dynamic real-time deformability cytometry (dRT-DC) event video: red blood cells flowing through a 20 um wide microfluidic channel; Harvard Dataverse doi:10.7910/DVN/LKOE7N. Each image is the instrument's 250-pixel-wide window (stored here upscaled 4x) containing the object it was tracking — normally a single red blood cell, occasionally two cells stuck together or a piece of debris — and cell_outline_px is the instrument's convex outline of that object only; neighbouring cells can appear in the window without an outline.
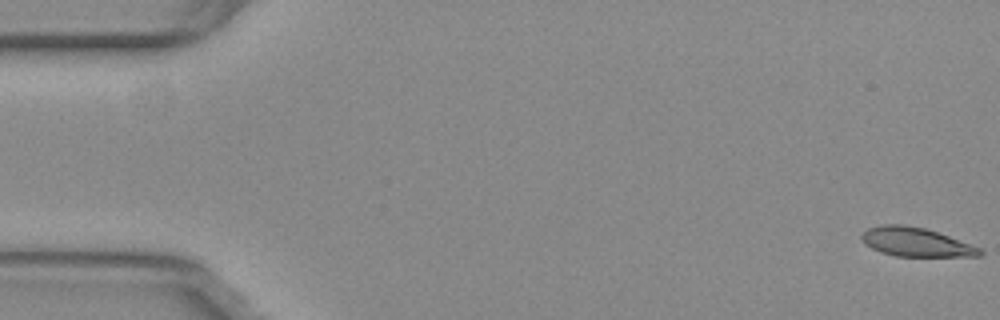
{"species": "common noctule bat (a hibernating species)", "species_latin": "Nyctalus noctula", "temperature_condition": "warm", "stored_images_in_passage": 55, "camera_frame_rate_fps": 3000, "um_per_image_px": 0.085, "animal": {"sex": "female", "body_mass_g": 29.2, "forearm_length_mm": 56.3}, "frame": {"image": 1, "passage_image": 1, "time_ms": 0.0, "image_size_px": [1000, 320], "cell_outline_px": [[984, 252], [980, 256], [896, 256], [880, 252], [864, 244], [860, 236], [868, 228], [884, 224], [904, 224], [924, 228], [948, 236], [980, 248]], "centroid_in_image_um": [77.81, 20.57], "position_along_channel_um": 7.2, "area_um2": 19.71}}
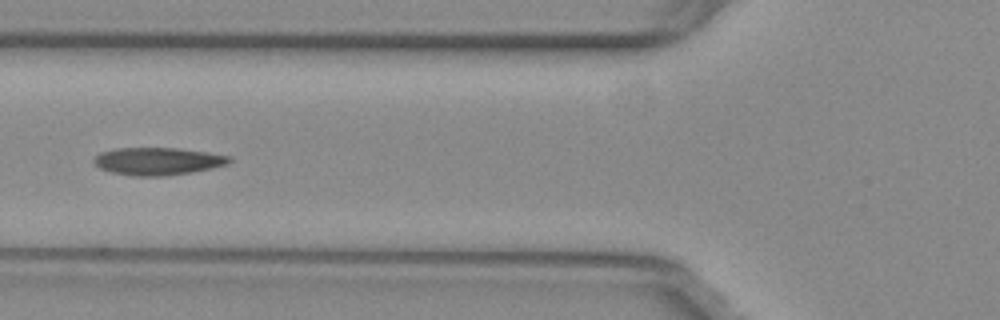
{"frame": {"image": 2, "passage_image": 21, "time_ms": 6.667, "image_size_px": [1000, 320], "cell_outline_px": [[232, 160], [228, 164], [212, 168], [192, 172], [164, 176], [132, 176], [112, 172], [100, 168], [92, 160], [100, 152], [116, 148], [176, 148], [208, 152], [232, 156]], "centroid_in_image_um": [13.44, 13.7], "position_along_channel_um": 112.4, "area_um2": 21.79}}
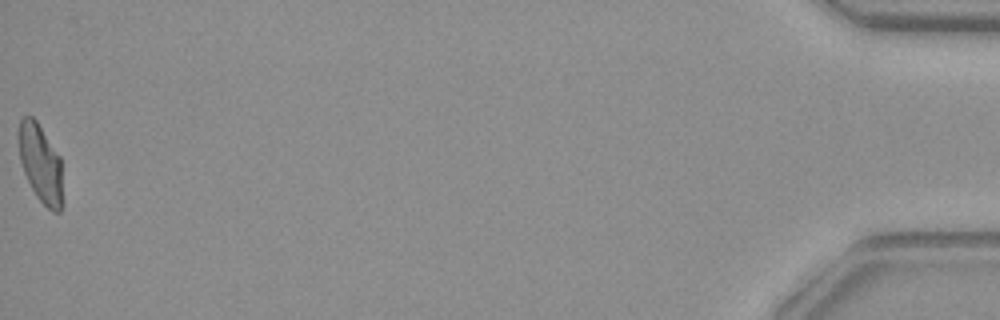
{"frame": {"image": 3, "passage_image": 55, "time_ms": 18.0, "image_size_px": [1000, 320], "cell_outline_px": [[64, 204], [60, 212], [52, 212], [36, 196], [24, 172], [20, 160], [16, 132], [20, 120], [24, 116], [32, 116], [36, 120], [60, 156]], "centroid_in_image_um": [3.45, 13.9], "position_along_channel_um": 431.7, "area_um2": 20.52}, "authors_computed_cell_mechanics": {"area_um2": 21.2126, "velocity_mm_per_s": 3.7811, "shape_relaxation_time_tau1_ms": 8.773, "shape_relaxation_time_tau2_ms": 1.9146, "deformation_change_tau1": 0.2482, "deformation_change_tau2": 0.0923}}